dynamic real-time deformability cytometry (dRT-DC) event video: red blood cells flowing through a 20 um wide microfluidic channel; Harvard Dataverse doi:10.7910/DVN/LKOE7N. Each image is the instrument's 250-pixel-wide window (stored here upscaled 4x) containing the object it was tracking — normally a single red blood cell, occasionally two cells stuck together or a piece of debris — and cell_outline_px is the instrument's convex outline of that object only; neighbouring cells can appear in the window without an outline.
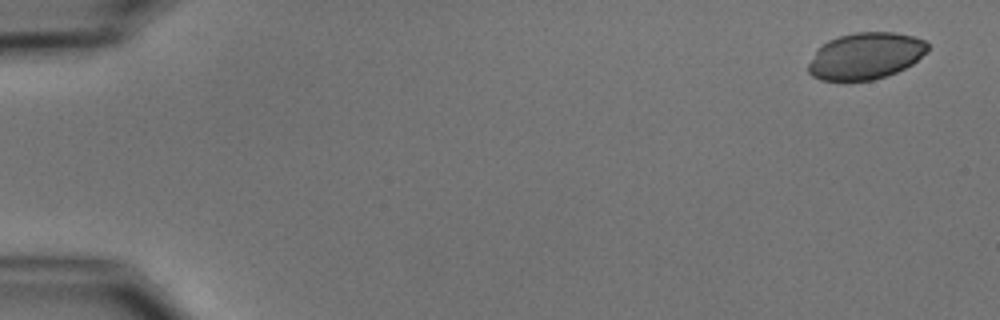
{"species": "common noctule bat (a hibernating species)", "species_latin": "Nyctalus noctula", "temperature_condition": "cold", "stored_images_in_passage": 4, "camera_frame_rate_fps": 3000, "um_per_image_px": 0.085, "animal": {"sex": "male", "body_mass_g": 15.6}, "frame": {"image": 1, "passage_image": 1, "time_ms": 0.0, "image_size_px": [1000, 320], "cell_outline_px": [[928, 52], [912, 64], [896, 72], [872, 80], [820, 80], [812, 76], [808, 72], [808, 64], [816, 48], [828, 40], [840, 36], [856, 32], [896, 32], [912, 36], [924, 40], [928, 44]], "centroid_in_image_um": [73.56, 4.74], "position_along_channel_um": 11.4, "area_um2": 32.48}}